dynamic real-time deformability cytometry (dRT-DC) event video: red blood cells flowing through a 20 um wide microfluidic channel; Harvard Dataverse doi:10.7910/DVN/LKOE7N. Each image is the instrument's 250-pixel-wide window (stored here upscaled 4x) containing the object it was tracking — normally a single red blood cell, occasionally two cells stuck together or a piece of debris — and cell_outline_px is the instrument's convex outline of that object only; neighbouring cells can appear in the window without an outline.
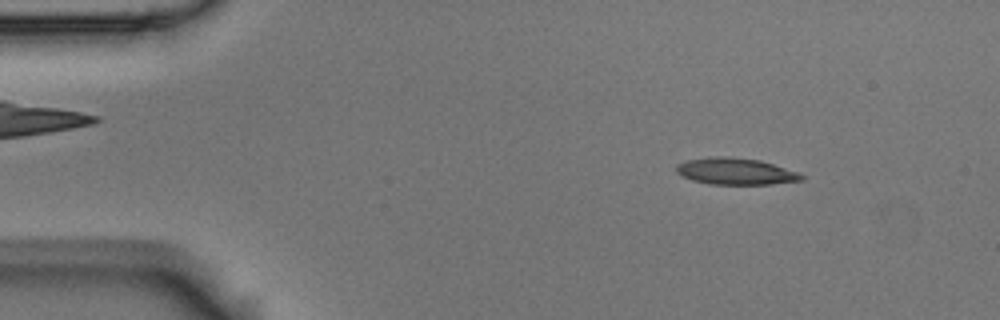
{"species": "Egyptian fruit bat (a non-hibernating species)", "species_latin": "Rousettus aegyptiacus", "temperature_condition": "room temperature", "stored_images_in_passage": 3, "camera_frame_rate_fps": 3000, "um_per_image_px": 0.085, "animal": {"sex": "male"}, "frame": {"image": 1, "passage_image": 1, "time_ms": 0.0, "image_size_px": [1000, 320], "cell_outline_px": [[804, 180], [768, 184], [708, 184], [692, 180], [676, 172], [676, 164], [688, 160], [712, 156], [724, 156], [760, 160], [800, 172], [804, 176]], "centroid_in_image_um": [62.54, 14.56], "position_along_channel_um": 22.5, "area_um2": 19.42}}